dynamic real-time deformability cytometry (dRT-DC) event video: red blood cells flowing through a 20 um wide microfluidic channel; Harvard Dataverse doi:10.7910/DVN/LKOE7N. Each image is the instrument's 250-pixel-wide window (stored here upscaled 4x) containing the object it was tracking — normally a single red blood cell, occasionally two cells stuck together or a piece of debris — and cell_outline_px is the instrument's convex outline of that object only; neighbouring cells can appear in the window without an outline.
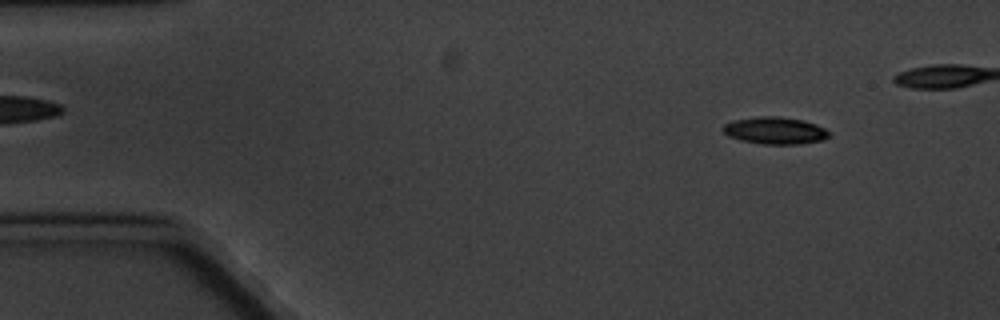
{"species": "common noctule bat (a hibernating species)", "species_latin": "Nyctalus noctula", "temperature_condition": "cold", "stored_images_in_passage": 12, "camera_frame_rate_fps": 3000, "um_per_image_px": 0.085, "animal": {"sex": "male", "body_mass_g": 20.1, "forearm_length_mm": 53.5}, "frame": {"image": 1, "passage_image": 1, "time_ms": 0.0, "image_size_px": [1000, 320], "cell_outline_px": [[828, 136], [824, 140], [800, 144], [764, 144], [740, 140], [728, 136], [720, 128], [724, 124], [736, 120], [760, 116], [780, 116], [804, 120], [816, 124], [824, 128], [828, 132]], "centroid_in_image_um": [65.87, 11.1], "position_along_channel_um": 19.1, "area_um2": 16.76}}